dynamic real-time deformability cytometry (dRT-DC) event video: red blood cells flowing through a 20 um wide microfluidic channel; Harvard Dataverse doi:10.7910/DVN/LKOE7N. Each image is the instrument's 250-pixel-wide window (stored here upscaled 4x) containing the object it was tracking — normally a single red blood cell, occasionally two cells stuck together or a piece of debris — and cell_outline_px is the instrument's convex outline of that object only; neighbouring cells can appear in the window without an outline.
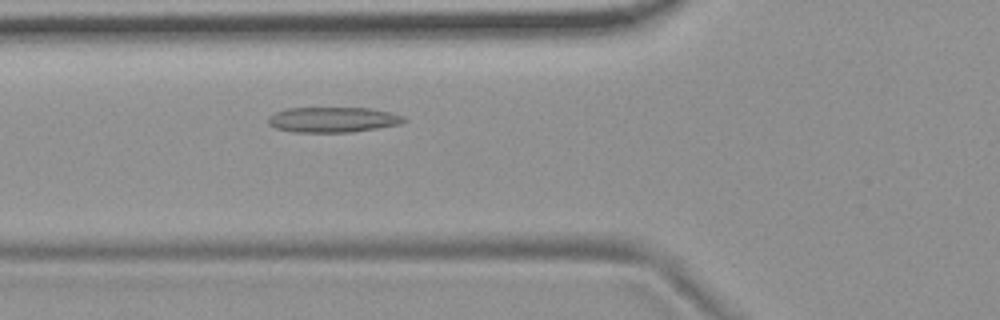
{"species": "common noctule bat (a hibernating species)", "species_latin": "Nyctalus noctula", "temperature_condition": "room temperature", "stored_images_in_passage": 48, "camera_frame_rate_fps": 3000, "um_per_image_px": 0.085, "animal": {"sex": "female", "body_mass_g": 19.9}, "frame": {"image": 1, "passage_image": 14, "time_ms": 4.333, "image_size_px": [1000, 320], "cell_outline_px": [[408, 120], [400, 124], [352, 132], [292, 132], [276, 128], [268, 124], [268, 116], [276, 112], [288, 108], [368, 108], [392, 112], [404, 116]], "centroid_in_image_um": [28.31, 10.17], "position_along_channel_um": 97.5, "area_um2": 20.06}}
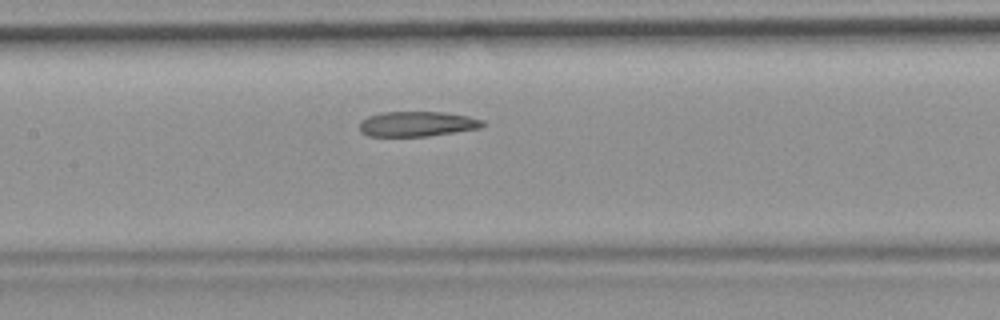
{"frame": {"image": 2, "passage_image": 20, "time_ms": 6.333, "image_size_px": [1000, 320], "cell_outline_px": [[484, 124], [480, 128], [428, 136], [368, 136], [360, 132], [360, 120], [368, 116], [380, 112], [444, 112], [468, 116], [484, 120]], "centroid_in_image_um": [35.43, 10.53], "position_along_channel_um": 172.0, "area_um2": 18.03}}
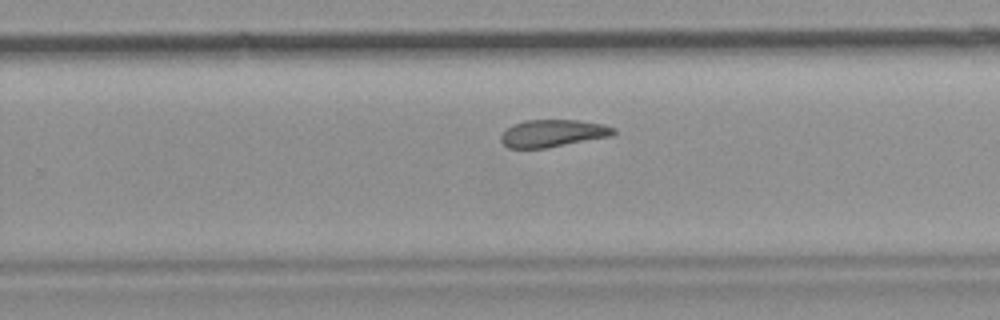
{"frame": {"image": 3, "passage_image": 29, "time_ms": 9.333, "image_size_px": [1000, 320], "cell_outline_px": [[616, 132], [612, 136], [548, 148], [508, 148], [500, 140], [500, 136], [512, 124], [524, 120], [576, 120], [604, 124], [616, 128]], "centroid_in_image_um": [47.01, 11.33], "position_along_channel_um": 282.8, "area_um2": 18.09}, "authors_computed_cell_mechanics": {"area_um2": 19.7965, "velocity_mm_per_s": 3.7173, "shape_relaxation_time_tau1_ms": null, "shape_relaxation_time_tau2_ms": 4.2599, "deformation_change_tau1": null, "deformation_change_tau2": 0.1255}}